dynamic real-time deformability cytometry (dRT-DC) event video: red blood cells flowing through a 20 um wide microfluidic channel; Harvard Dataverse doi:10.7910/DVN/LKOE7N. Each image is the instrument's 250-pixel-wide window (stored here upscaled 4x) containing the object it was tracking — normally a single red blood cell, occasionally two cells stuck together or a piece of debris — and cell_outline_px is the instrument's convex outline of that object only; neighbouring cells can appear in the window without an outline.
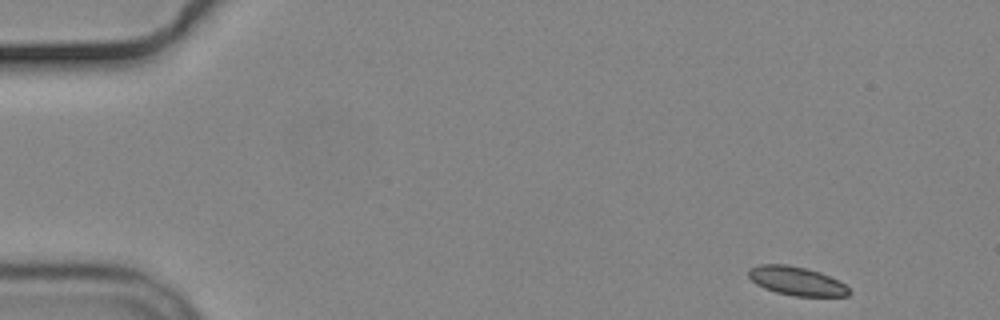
{"species": "common noctule bat (a hibernating species)", "species_latin": "Nyctalus noctula", "temperature_condition": "cold", "stored_images_in_passage": 53, "camera_frame_rate_fps": 3000, "um_per_image_px": 0.085, "animal": {"sex": "male", "body_mass_g": 19.2, "forearm_length_mm": 51.8}, "frame": {"image": 1, "passage_image": 1, "time_ms": 0.0, "image_size_px": [1000, 320], "cell_outline_px": [[852, 292], [848, 296], [796, 296], [776, 292], [764, 288], [756, 284], [748, 276], [748, 268], [760, 264], [788, 264], [820, 272], [844, 284]], "centroid_in_image_um": [67.68, 23.88], "position_along_channel_um": 17.3, "area_um2": 16.76}}
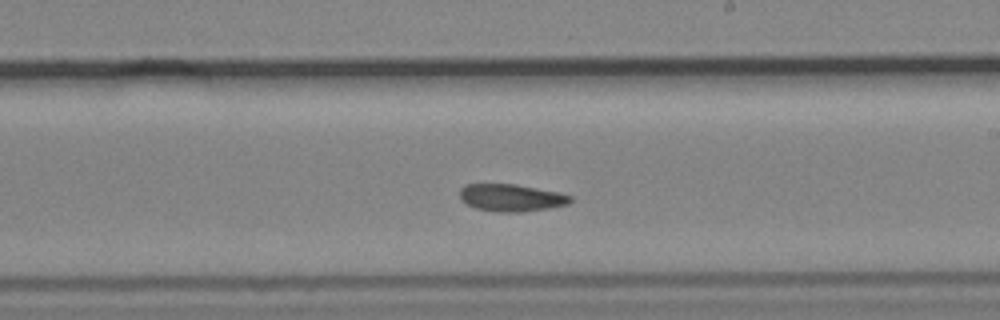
{"frame": {"image": 2, "passage_image": 29, "time_ms": 9.333, "image_size_px": [1000, 320], "cell_outline_px": [[572, 200], [568, 204], [548, 208], [520, 212], [496, 212], [476, 208], [460, 200], [460, 188], [464, 184], [516, 184], [560, 192], [572, 196]], "centroid_in_image_um": [43.45, 16.8], "position_along_channel_um": 245.5, "area_um2": 17.69}}
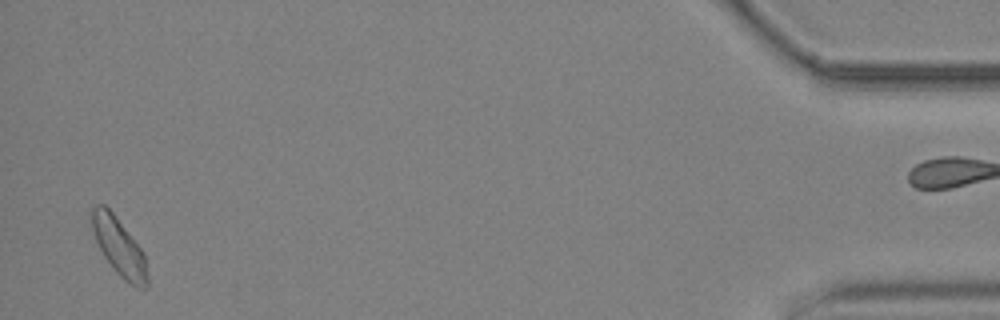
{"frame": {"image": 3, "passage_image": 51, "time_ms": 16.667, "image_size_px": [1000, 320], "cell_outline_px": [[148, 288], [136, 288], [120, 276], [112, 268], [104, 256], [92, 232], [92, 208], [96, 204], [104, 204], [112, 212], [144, 252], [148, 276]], "centroid_in_image_um": [10.14, 21.01], "position_along_channel_um": 425.1, "area_um2": 18.55}, "authors_computed_cell_mechanics": {"area_um2": 17.918, "velocity_mm_per_s": 3.6328, "shape_relaxation_time_tau1_ms": null, "shape_relaxation_time_tau2_ms": 9.0622, "deformation_change_tau1": null, "deformation_change_tau2": 0.1531}}